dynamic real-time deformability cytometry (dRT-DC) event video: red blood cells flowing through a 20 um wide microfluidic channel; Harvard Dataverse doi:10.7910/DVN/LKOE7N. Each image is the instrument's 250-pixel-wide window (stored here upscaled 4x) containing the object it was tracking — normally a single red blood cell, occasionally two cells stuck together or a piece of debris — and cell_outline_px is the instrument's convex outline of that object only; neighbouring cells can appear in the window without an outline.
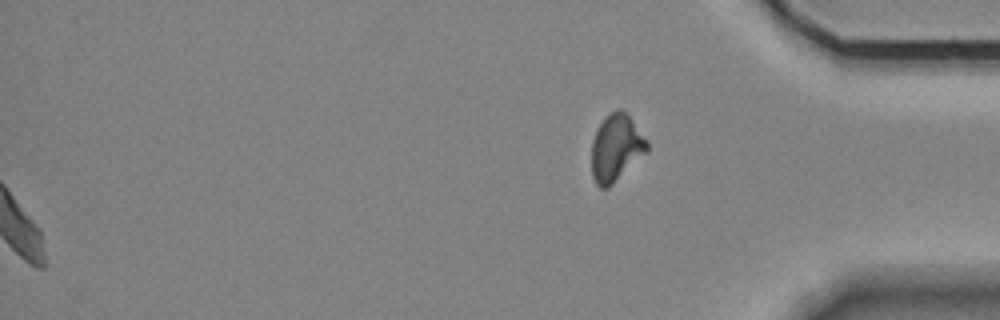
{"species": "Egyptian fruit bat (a non-hibernating species)", "species_latin": "Rousettus aegyptiacus", "temperature_condition": "room temperature", "stored_images_in_passage": 54, "segment_of_instrument_passage": [2, 2], "camera_frame_rate_fps": 3000, "um_per_image_px": 0.085, "animal": {"sex": "female"}, "frame": {"image": 1, "passage_image": 54, "time_ms": 17.667, "image_size_px": [1000, 320], "cell_outline_px": [[648, 152], [608, 188], [600, 188], [596, 184], [592, 176], [592, 140], [596, 128], [616, 108], [620, 108], [628, 116], [648, 140]], "centroid_in_image_um": [52.37, 12.6], "position_along_channel_um": 382.8, "area_um2": 21.56}}